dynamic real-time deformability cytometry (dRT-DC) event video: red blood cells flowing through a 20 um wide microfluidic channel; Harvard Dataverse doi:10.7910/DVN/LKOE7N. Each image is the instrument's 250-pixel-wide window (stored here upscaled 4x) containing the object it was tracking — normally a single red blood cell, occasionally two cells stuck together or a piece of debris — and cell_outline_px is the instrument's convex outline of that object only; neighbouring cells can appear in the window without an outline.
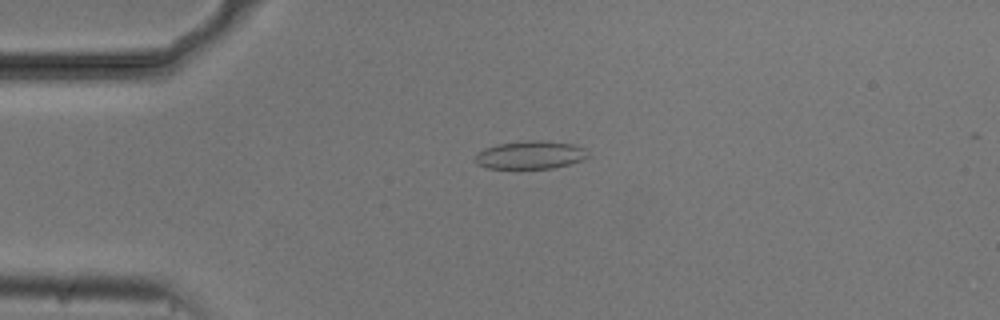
{"species": "common noctule bat (a hibernating species)", "species_latin": "Nyctalus noctula", "temperature_condition": "cold", "stored_images_in_passage": 54, "camera_frame_rate_fps": 3000, "um_per_image_px": 0.085, "animal": {"sex": "male", "body_mass_g": 20.5, "forearm_length_mm": 52.5}, "frame": {"image": 1, "passage_image": 13, "time_ms": 4.0, "image_size_px": [1000, 320], "cell_outline_px": [[588, 156], [580, 160], [568, 164], [552, 168], [488, 168], [476, 164], [476, 152], [484, 148], [500, 144], [532, 140], [540, 140], [572, 144], [584, 148]], "centroid_in_image_um": [45.04, 13.17], "position_along_channel_um": 40.0, "area_um2": 18.09}}
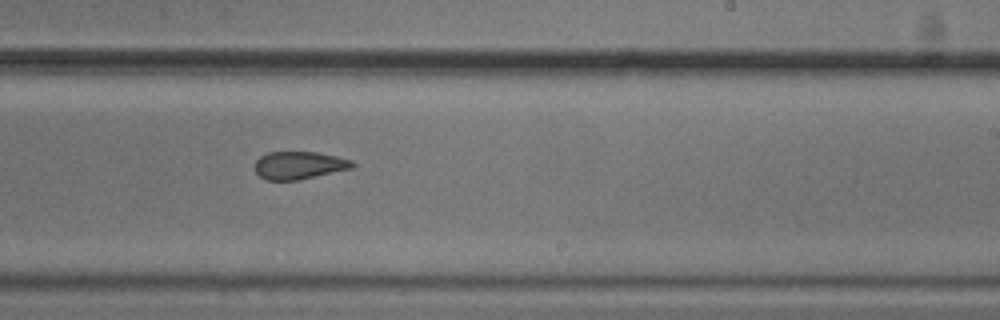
{"frame": {"image": 2, "passage_image": 33, "time_ms": 10.667, "image_size_px": [1000, 320], "cell_outline_px": [[356, 164], [352, 168], [296, 180], [268, 180], [260, 176], [256, 172], [256, 160], [260, 156], [268, 152], [316, 152], [336, 156], [352, 160]], "centroid_in_image_um": [25.43, 14.04], "position_along_channel_um": 263.6, "area_um2": 15.55}}
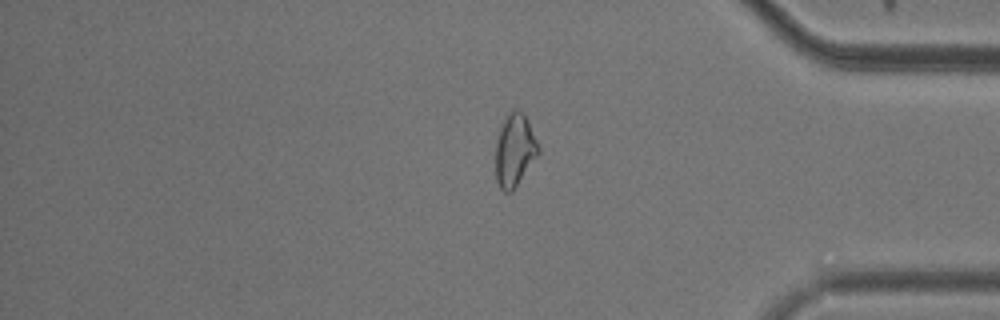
{"frame": {"image": 3, "passage_image": 45, "time_ms": 14.667, "image_size_px": [1000, 320], "cell_outline_px": [[540, 152], [512, 192], [504, 192], [500, 188], [496, 180], [496, 140], [500, 128], [508, 112], [512, 108], [516, 108], [524, 112], [528, 120], [540, 148]], "centroid_in_image_um": [43.75, 12.74], "position_along_channel_um": 391.5, "area_um2": 18.26}, "authors_computed_cell_mechanics": {"area_um2": 18.0336, "velocity_mm_per_s": 3.7438, "shape_relaxation_time_tau1_ms": null, "shape_relaxation_time_tau2_ms": 2.7153, "deformation_change_tau1": null, "deformation_change_tau2": 0.0969}}